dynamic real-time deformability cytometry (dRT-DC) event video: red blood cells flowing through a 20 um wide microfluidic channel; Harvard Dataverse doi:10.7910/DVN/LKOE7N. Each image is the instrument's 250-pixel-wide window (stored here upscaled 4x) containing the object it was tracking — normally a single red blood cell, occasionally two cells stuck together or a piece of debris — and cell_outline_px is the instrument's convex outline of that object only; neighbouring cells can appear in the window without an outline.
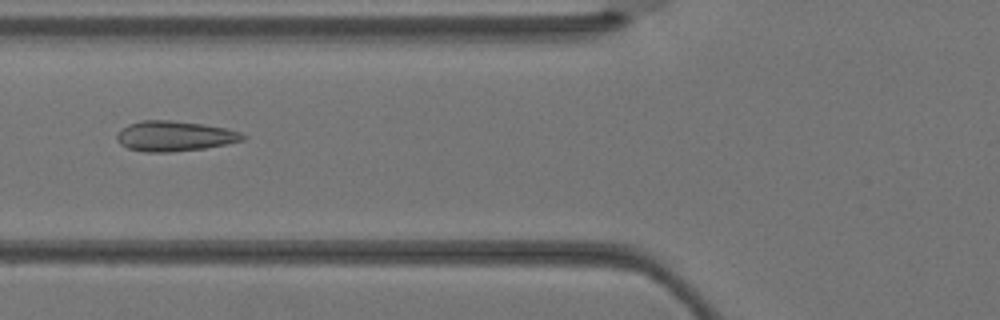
{"species": "Egyptian fruit bat (a non-hibernating species)", "species_latin": "Rousettus aegyptiacus", "temperature_condition": "warm", "stored_images_in_passage": 2, "camera_frame_rate_fps": 3000, "um_per_image_px": 0.085, "animal": {"sex": "female"}, "frame": {"image": 1, "passage_image": 2, "time_ms": 0.333, "image_size_px": [1000, 320], "cell_outline_px": [[248, 136], [244, 140], [204, 148], [168, 152], [144, 152], [128, 148], [120, 144], [116, 140], [116, 136], [128, 124], [140, 120], [172, 120], [204, 124], [224, 128], [240, 132]], "centroid_in_image_um": [14.83, 11.56], "position_along_channel_um": 111.0, "area_um2": 22.08}}